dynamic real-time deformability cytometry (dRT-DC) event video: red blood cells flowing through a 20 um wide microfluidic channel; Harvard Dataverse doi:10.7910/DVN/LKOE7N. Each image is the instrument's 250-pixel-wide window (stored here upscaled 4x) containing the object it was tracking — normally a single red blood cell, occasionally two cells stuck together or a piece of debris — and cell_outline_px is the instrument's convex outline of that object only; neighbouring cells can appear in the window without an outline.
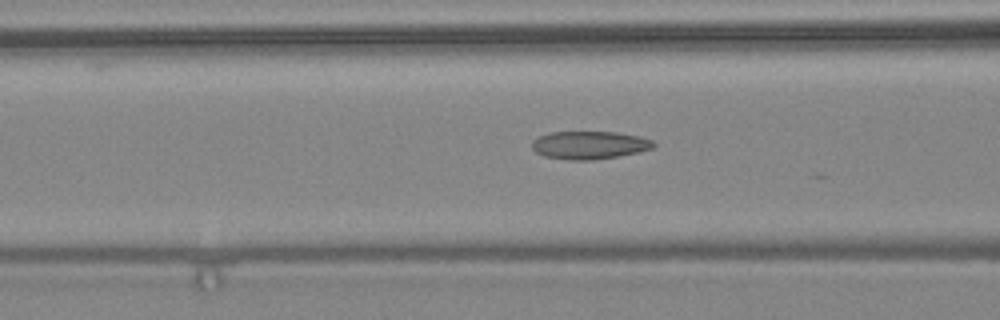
{"species": "common noctule bat (a hibernating species)", "species_latin": "Nyctalus noctula", "temperature_condition": "warm", "stored_images_in_passage": 14, "camera_frame_rate_fps": 3000, "um_per_image_px": 0.085, "animal": {"sex": "female", "body_mass_g": 24.6, "forearm_length_mm": 56.2}, "frame": {"image": 1, "passage_image": 10, "time_ms": 3.0, "image_size_px": [1000, 320], "cell_outline_px": [[656, 144], [652, 148], [640, 152], [592, 160], [568, 160], [544, 156], [536, 152], [532, 148], [532, 140], [540, 136], [552, 132], [616, 132], [640, 136], [652, 140]], "centroid_in_image_um": [50.1, 12.33], "position_along_channel_um": 116.5, "area_um2": 19.77}}
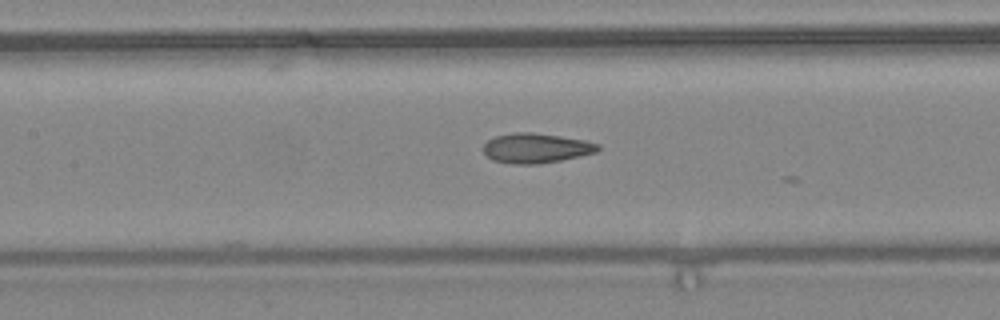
{"frame": {"image": 2, "passage_image": 13, "time_ms": 4.0, "image_size_px": [1000, 320], "cell_outline_px": [[600, 148], [596, 152], [580, 156], [540, 164], [512, 164], [492, 160], [484, 152], [484, 144], [488, 140], [496, 136], [516, 132], [532, 132], [560, 136], [584, 140], [600, 144]], "centroid_in_image_um": [45.57, 12.59], "position_along_channel_um": 161.8, "area_um2": 19.83}}